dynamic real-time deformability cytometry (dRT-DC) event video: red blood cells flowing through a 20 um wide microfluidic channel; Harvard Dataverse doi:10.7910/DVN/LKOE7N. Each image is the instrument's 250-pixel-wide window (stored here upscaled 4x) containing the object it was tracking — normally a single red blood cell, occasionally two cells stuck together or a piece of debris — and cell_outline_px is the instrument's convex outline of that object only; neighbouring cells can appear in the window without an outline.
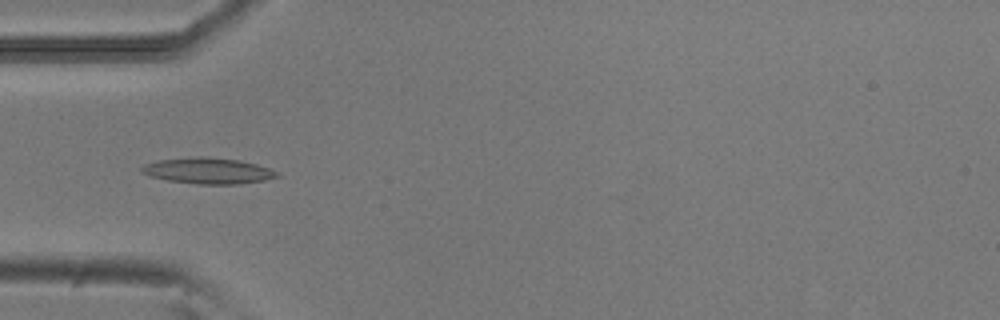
{"species": "common noctule bat (a hibernating species)", "species_latin": "Nyctalus noctula", "temperature_condition": "room temperature", "stored_images_in_passage": 5, "camera_frame_rate_fps": 3000, "um_per_image_px": 0.085, "animal": {"sex": "male", "body_mass_g": 20.5, "forearm_length_mm": 52.5}, "frame": {"image": 1, "passage_image": 2, "time_ms": 0.333, "image_size_px": [1000, 320], "cell_outline_px": [[280, 176], [264, 180], [236, 184], [196, 184], [168, 180], [152, 176], [140, 172], [140, 168], [144, 164], [160, 160], [196, 156], [208, 156], [240, 160], [256, 164], [280, 172]], "centroid_in_image_um": [17.7, 14.5], "position_along_channel_um": 67.3, "area_um2": 20.52}}
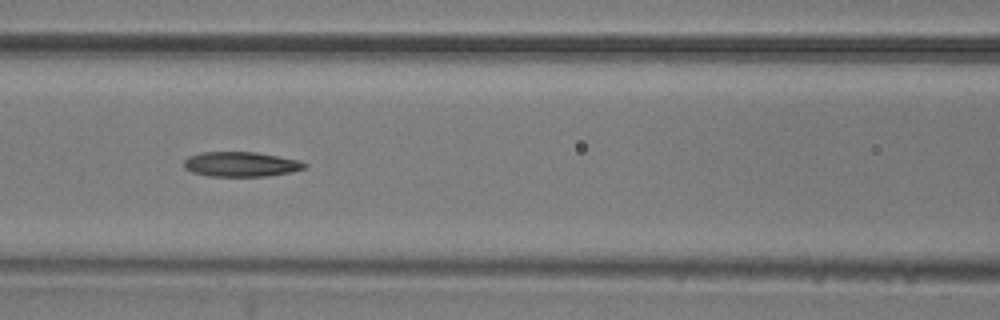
{"frame": {"image": 2, "passage_image": 4, "time_ms": 1.0, "image_size_px": [1000, 320], "cell_outline_px": [[308, 164], [304, 168], [292, 172], [268, 176], [208, 176], [192, 172], [184, 168], [184, 160], [188, 156], [204, 152], [256, 152], [300, 160]], "centroid_in_image_um": [20.49, 13.96], "position_along_channel_um": 146.1, "area_um2": 17.51}}
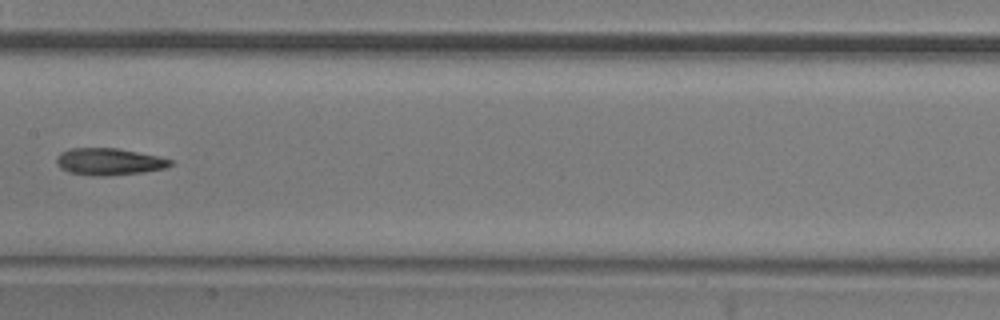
{"frame": {"image": 3, "passage_image": 5, "time_ms": 1.333, "image_size_px": [1000, 320], "cell_outline_px": [[172, 164], [164, 168], [144, 172], [104, 176], [92, 176], [68, 172], [60, 168], [56, 164], [56, 156], [60, 152], [72, 148], [116, 148], [160, 156], [172, 160]], "centroid_in_image_um": [9.23, 13.74], "position_along_channel_um": 198.2, "area_um2": 17.98}}